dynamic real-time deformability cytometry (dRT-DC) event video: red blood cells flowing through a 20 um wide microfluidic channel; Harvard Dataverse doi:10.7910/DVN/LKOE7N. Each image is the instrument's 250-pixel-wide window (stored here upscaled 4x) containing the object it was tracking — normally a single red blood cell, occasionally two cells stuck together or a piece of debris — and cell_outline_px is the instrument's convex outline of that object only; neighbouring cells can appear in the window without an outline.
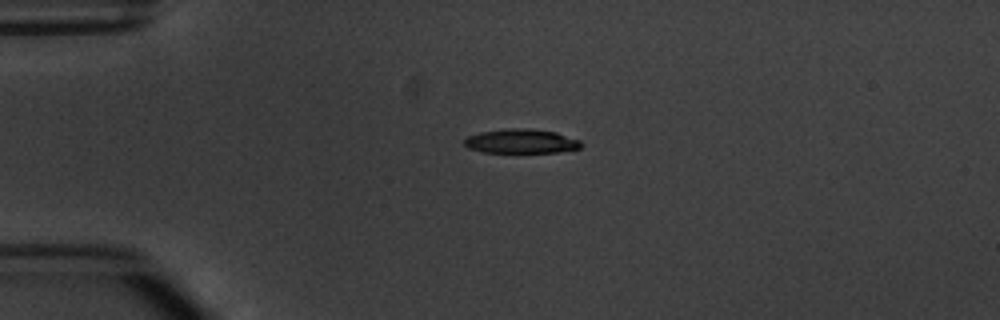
{"species": "common noctule bat (a hibernating species)", "species_latin": "Nyctalus noctula", "temperature_condition": "warm", "stored_images_in_passage": 2, "camera_frame_rate_fps": 3000, "um_per_image_px": 0.085, "animal": {"sex": "male", "body_mass_g": 20.1, "forearm_length_mm": 53.5}, "frame": {"image": 1, "passage_image": 1, "time_ms": 0.0, "image_size_px": [1000, 320], "cell_outline_px": [[584, 144], [580, 148], [560, 152], [484, 152], [468, 148], [464, 144], [464, 140], [468, 136], [480, 132], [508, 128], [524, 128], [556, 132], [580, 140]], "centroid_in_image_um": [44.32, 12.0], "position_along_channel_um": 40.7, "area_um2": 16.47}}